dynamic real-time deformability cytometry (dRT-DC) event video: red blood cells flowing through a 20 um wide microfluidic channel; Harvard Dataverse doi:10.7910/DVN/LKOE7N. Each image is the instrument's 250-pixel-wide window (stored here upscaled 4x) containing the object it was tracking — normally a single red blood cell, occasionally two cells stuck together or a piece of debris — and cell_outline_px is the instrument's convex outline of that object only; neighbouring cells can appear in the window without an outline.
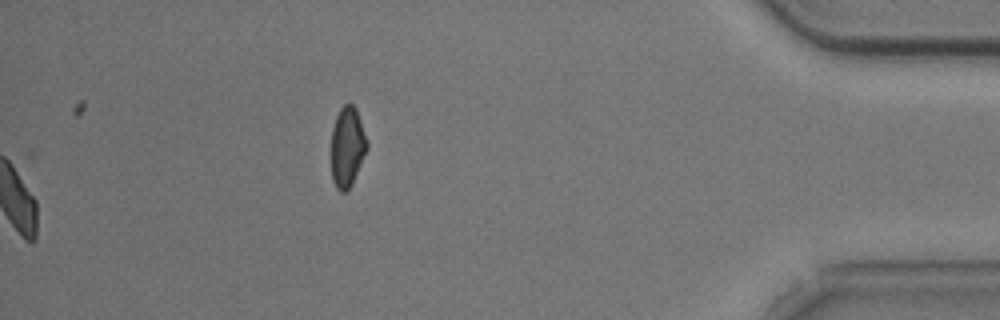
{"species": "common noctule bat (a hibernating species)", "species_latin": "Nyctalus noctula", "temperature_condition": "cold", "stored_images_in_passage": 45, "camera_frame_rate_fps": 3000, "um_per_image_px": 0.085, "animal": {"sex": "male", "body_mass_g": 20.5, "forearm_length_mm": 52.5}, "frame": {"image": 1, "passage_image": 45, "time_ms": 14.667, "image_size_px": [1000, 320], "cell_outline_px": [[368, 148], [352, 184], [344, 192], [340, 192], [336, 188], [332, 180], [332, 128], [336, 116], [340, 108], [348, 100], [356, 108], [368, 140]], "centroid_in_image_um": [29.53, 12.45], "position_along_channel_um": 405.7, "area_um2": 16.88}, "authors_computed_cell_mechanics": {"area_um2": 18.5538, "velocity_mm_per_s": 3.6984, "shape_relaxation_time_tau1_ms": 7.3937, "shape_relaxation_time_tau2_ms": 5.4236, "deformation_change_tau1": 0.1115, "deformation_change_tau2": 0.0786}}